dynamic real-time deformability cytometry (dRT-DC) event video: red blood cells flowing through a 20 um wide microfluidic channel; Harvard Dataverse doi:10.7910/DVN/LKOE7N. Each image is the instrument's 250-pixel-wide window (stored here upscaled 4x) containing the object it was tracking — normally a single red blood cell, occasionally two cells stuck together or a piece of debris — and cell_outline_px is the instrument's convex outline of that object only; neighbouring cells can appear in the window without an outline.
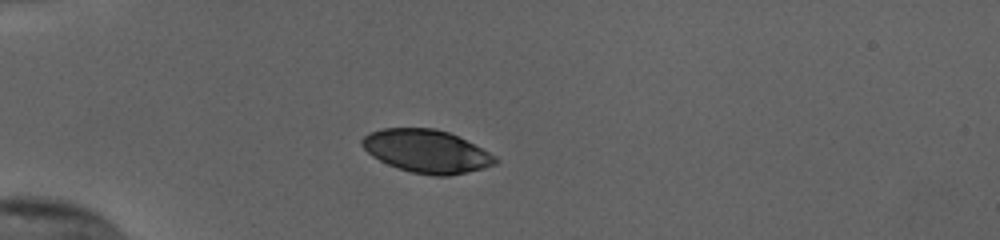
{"species": "human", "species_latin": "Homo sapiens", "temperature_condition": "cold", "stored_images_in_passage": 39, "camera_frame_rate_fps": 3000, "um_per_image_px": 0.085, "donor": {"sex": "female"}, "frame": {"image": 1, "passage_image": 1, "time_ms": 0.0, "image_size_px": [1000, 240], "cell_outline_px": [[500, 160], [496, 164], [484, 168], [448, 176], [432, 176], [412, 172], [388, 164], [372, 156], [360, 144], [360, 140], [368, 132], [384, 128], [436, 128], [448, 132], [496, 156]], "centroid_in_image_um": [36.24, 12.85], "position_along_channel_um": 48.8, "area_um2": 33.18}}
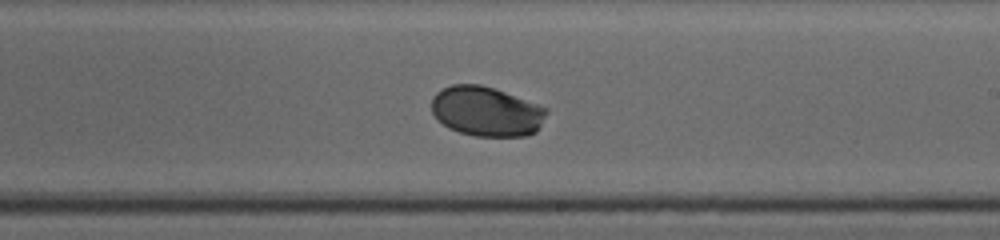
{"frame": {"image": 2, "passage_image": 19, "time_ms": 6.0, "image_size_px": [1000, 240], "cell_outline_px": [[548, 112], [536, 132], [524, 136], [476, 136], [460, 132], [448, 128], [436, 120], [432, 112], [432, 96], [436, 92], [452, 84], [480, 84], [504, 92], [548, 108]], "centroid_in_image_um": [41.31, 9.47], "position_along_channel_um": 247.7, "area_um2": 33.29}}
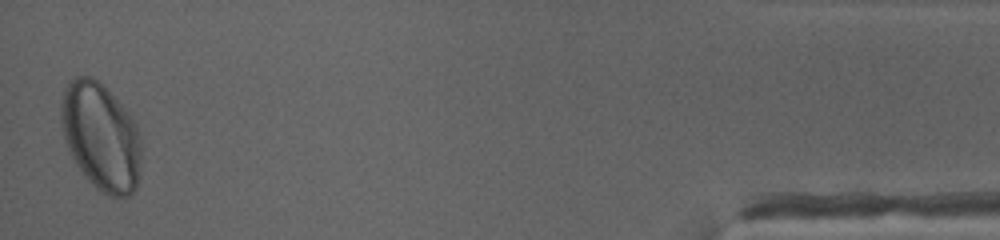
{"frame": {"image": 3, "passage_image": 39, "time_ms": 12.667, "image_size_px": [1000, 240], "cell_outline_px": [[140, 168], [136, 188], [128, 196], [120, 200], [96, 188], [84, 176], [76, 164], [68, 148], [64, 136], [60, 120], [60, 104], [64, 88], [68, 80], [76, 76], [92, 76], [104, 84], [128, 112], [136, 124], [140, 136]], "centroid_in_image_um": [8.56, 11.59], "position_along_channel_um": 426.6, "area_um2": 50.75}, "authors_computed_cell_mechanics": {"area_um2": 33.9864, "velocity_mm_per_s": 3.7896, "shape_relaxation_time_tau1_ms": 3.0248, "shape_relaxation_time_tau2_ms": null, "deformation_change_tau1": 0.1147, "deformation_change_tau2": null}}